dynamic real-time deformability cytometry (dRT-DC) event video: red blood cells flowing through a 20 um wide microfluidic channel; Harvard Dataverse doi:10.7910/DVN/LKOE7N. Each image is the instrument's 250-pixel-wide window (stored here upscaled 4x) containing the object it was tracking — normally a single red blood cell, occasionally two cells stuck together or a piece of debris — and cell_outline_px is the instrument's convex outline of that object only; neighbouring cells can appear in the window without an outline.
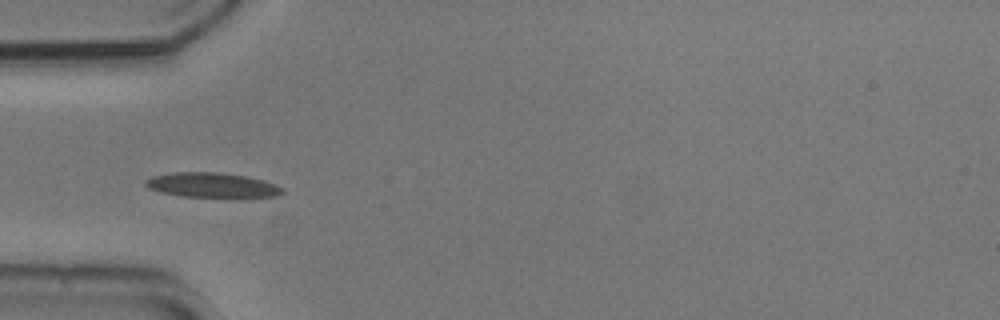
{"species": "common noctule bat (a hibernating species)", "species_latin": "Nyctalus noctula", "temperature_condition": "cold", "stored_images_in_passage": 44, "camera_frame_rate_fps": 3000, "um_per_image_px": 0.085, "animal": {"sex": "male", "body_mass_g": 20.5, "forearm_length_mm": 52.5}, "frame": {"image": 1, "passage_image": 7, "time_ms": 2.0, "image_size_px": [1000, 320], "cell_outline_px": [[284, 192], [276, 196], [240, 200], [180, 196], [160, 192], [148, 188], [144, 184], [144, 180], [152, 176], [172, 172], [216, 172], [244, 176], [264, 180], [284, 188]], "centroid_in_image_um": [18.07, 15.79], "position_along_channel_um": 66.9, "area_um2": 20.81}}
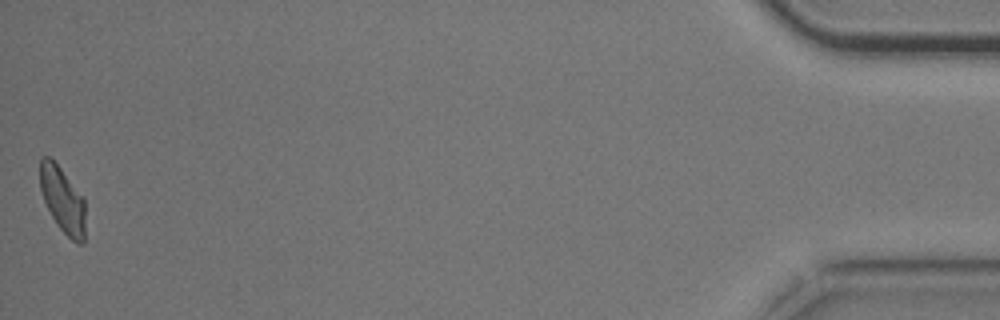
{"frame": {"image": 2, "passage_image": 44, "time_ms": 14.333, "image_size_px": [1000, 320], "cell_outline_px": [[84, 244], [80, 244], [72, 240], [56, 224], [44, 200], [40, 188], [40, 156], [48, 156], [60, 168], [84, 200]], "centroid_in_image_um": [5.3, 17.0], "position_along_channel_um": 429.9, "area_um2": 16.88}, "authors_computed_cell_mechanics": {"area_um2": 18.8428, "velocity_mm_per_s": 3.7124, "shape_relaxation_time_tau1_ms": 4.6105, "shape_relaxation_time_tau2_ms": 8.4871, "deformation_change_tau1": 0.1079, "deformation_change_tau2": 0.1492}}